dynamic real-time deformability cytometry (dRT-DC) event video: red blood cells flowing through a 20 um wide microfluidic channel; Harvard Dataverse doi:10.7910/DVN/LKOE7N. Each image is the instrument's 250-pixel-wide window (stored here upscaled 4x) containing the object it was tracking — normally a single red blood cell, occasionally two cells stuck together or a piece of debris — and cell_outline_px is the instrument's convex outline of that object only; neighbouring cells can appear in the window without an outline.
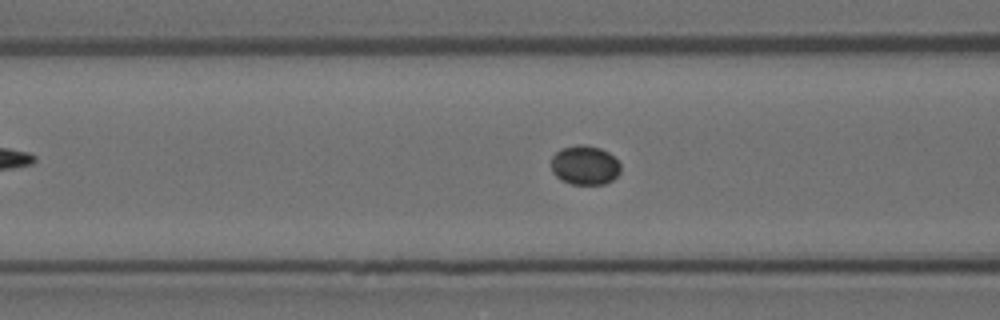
{"species": "Egyptian fruit bat (a non-hibernating species)", "species_latin": "Rousettus aegyptiacus", "temperature_condition": "room temperature", "stored_images_in_passage": 49, "camera_frame_rate_fps": 3000, "um_per_image_px": 0.085, "animal": {"sex": "female"}, "frame": {"image": 1, "passage_image": 13, "time_ms": 4.0, "image_size_px": [1000, 320], "cell_outline_px": [[620, 172], [612, 180], [604, 184], [572, 184], [560, 180], [552, 172], [552, 156], [560, 148], [576, 144], [584, 144], [600, 148], [608, 152], [620, 164]], "centroid_in_image_um": [49.69, 14.03], "position_along_channel_um": 116.9, "area_um2": 15.95}}
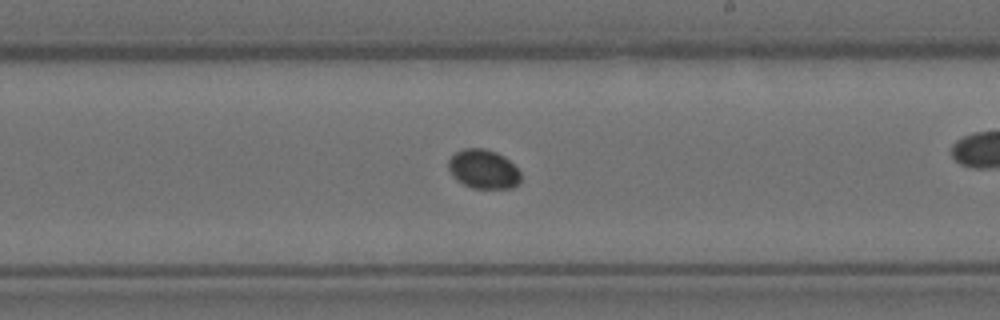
{"frame": {"image": 2, "passage_image": 24, "time_ms": 7.667, "image_size_px": [1000, 320], "cell_outline_px": [[520, 180], [512, 188], [472, 188], [456, 180], [452, 176], [448, 168], [448, 160], [456, 152], [464, 148], [484, 148], [496, 152], [504, 156], [520, 172]], "centroid_in_image_um": [41.06, 14.37], "position_along_channel_um": 247.9, "area_um2": 16.42}}
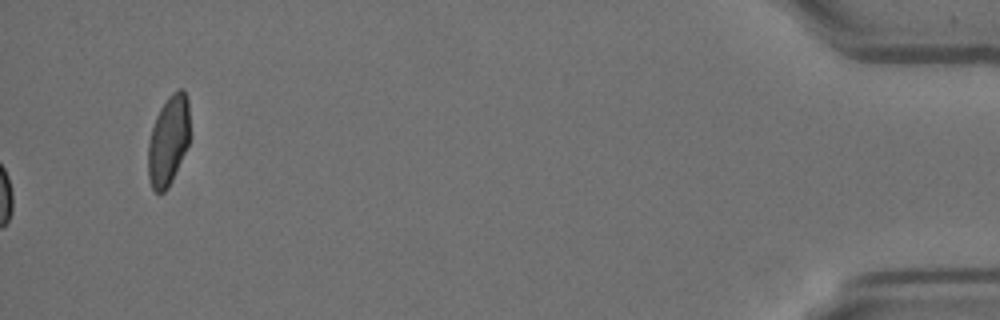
{"frame": {"image": 3, "passage_image": 49, "time_ms": 16.0, "image_size_px": [1000, 320], "cell_outline_px": [[188, 144], [172, 180], [168, 188], [164, 192], [156, 192], [152, 188], [148, 176], [148, 144], [152, 128], [156, 116], [160, 108], [168, 96], [172, 92], [180, 88], [184, 88], [188, 100]], "centroid_in_image_um": [14.3, 11.93], "position_along_channel_um": 420.9, "area_um2": 21.62}}